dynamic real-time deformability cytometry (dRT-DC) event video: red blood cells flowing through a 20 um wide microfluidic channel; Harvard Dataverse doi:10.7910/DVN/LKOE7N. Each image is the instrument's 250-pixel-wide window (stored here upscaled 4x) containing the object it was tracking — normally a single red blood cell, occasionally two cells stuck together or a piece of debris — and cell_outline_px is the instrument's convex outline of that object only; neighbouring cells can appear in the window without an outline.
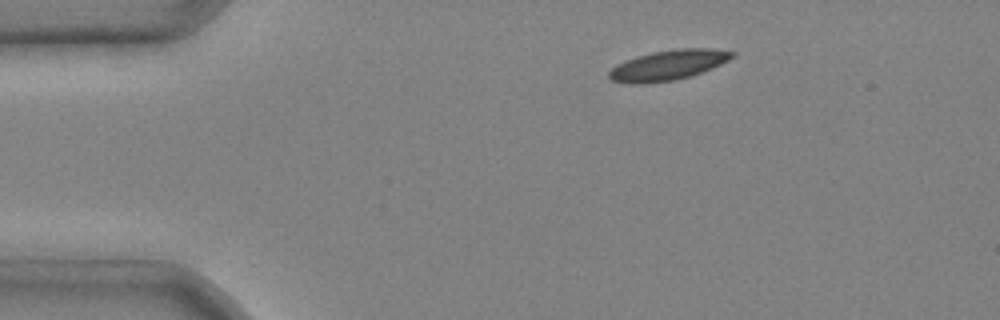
{"species": "common noctule bat (a hibernating species)", "species_latin": "Nyctalus noctula", "temperature_condition": "cold", "stored_images_in_passage": 3, "camera_frame_rate_fps": 3000, "um_per_image_px": 0.085, "animal": {"sex": "male", "body_mass_g": 20.4}, "frame": {"image": 1, "passage_image": 1, "time_ms": 0.0, "image_size_px": [1000, 320], "cell_outline_px": [[736, 56], [712, 68], [692, 76], [676, 80], [644, 84], [628, 84], [612, 80], [608, 76], [608, 72], [616, 64], [652, 52], [676, 48], [716, 48], [736, 52]], "centroid_in_image_um": [56.83, 5.54], "position_along_channel_um": 28.2, "area_um2": 21.79}}
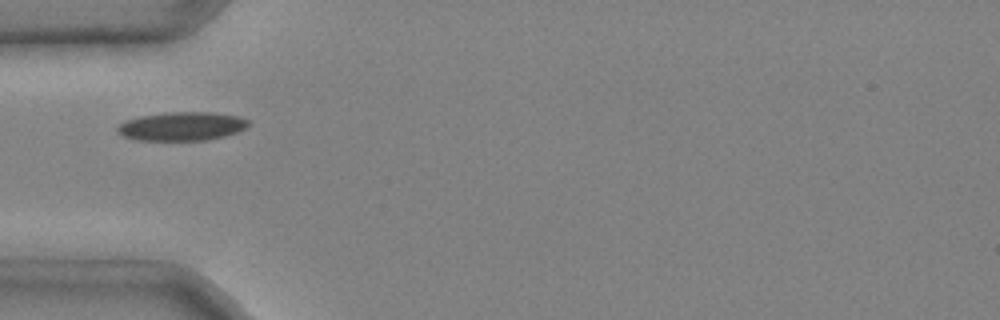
{"frame": {"image": 2, "passage_image": 3, "time_ms": 0.667, "image_size_px": [1000, 320], "cell_outline_px": [[252, 124], [236, 132], [224, 136], [208, 140], [136, 140], [124, 136], [116, 132], [116, 128], [124, 120], [140, 116], [168, 112], [212, 112], [240, 116], [248, 120]], "centroid_in_image_um": [15.45, 10.73], "position_along_channel_um": 69.5, "area_um2": 22.02}}